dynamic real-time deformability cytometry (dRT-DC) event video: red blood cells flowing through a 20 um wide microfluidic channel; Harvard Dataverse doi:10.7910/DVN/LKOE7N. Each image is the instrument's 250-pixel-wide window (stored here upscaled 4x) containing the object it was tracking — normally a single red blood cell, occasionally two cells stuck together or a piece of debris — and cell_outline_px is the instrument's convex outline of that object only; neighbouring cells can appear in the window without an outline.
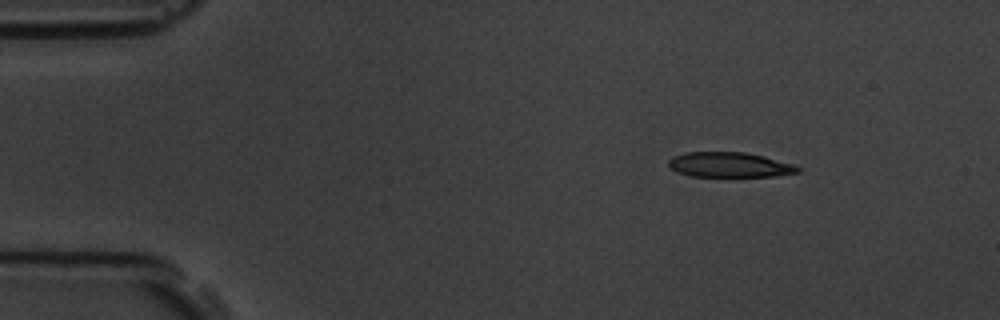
{"species": "common noctule bat (a hibernating species)", "species_latin": "Nyctalus noctula", "temperature_condition": "room temperature", "stored_images_in_passage": 4, "camera_frame_rate_fps": 3000, "um_per_image_px": 0.085, "animal": {"sex": "male", "body_mass_g": 19.5, "forearm_length_mm": 54.6}, "frame": {"image": 1, "passage_image": 1, "time_ms": 0.0, "image_size_px": [1000, 320], "cell_outline_px": [[800, 172], [776, 176], [688, 176], [676, 172], [668, 164], [668, 160], [672, 156], [684, 152], [744, 152], [764, 156], [792, 164], [800, 168]], "centroid_in_image_um": [61.97, 14.0], "position_along_channel_um": 23.0, "area_um2": 18.84}}